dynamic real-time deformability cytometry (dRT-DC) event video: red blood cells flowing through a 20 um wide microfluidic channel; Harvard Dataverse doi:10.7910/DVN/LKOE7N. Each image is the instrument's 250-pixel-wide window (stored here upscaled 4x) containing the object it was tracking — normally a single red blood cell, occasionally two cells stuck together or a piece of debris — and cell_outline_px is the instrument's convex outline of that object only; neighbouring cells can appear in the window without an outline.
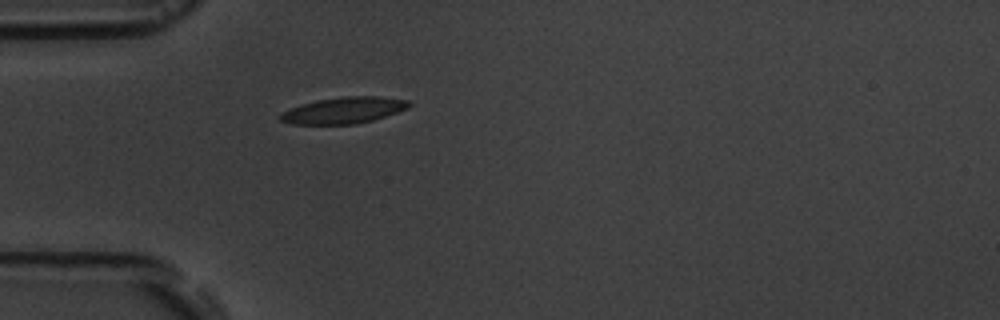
{"species": "common noctule bat (a hibernating species)", "species_latin": "Nyctalus noctula", "temperature_condition": "room temperature", "stored_images_in_passage": 5, "camera_frame_rate_fps": 3000, "um_per_image_px": 0.085, "animal": {"sex": "male", "body_mass_g": 19.5, "forearm_length_mm": 54.6}, "frame": {"image": 1, "passage_image": 5, "time_ms": 5.333, "image_size_px": [1000, 320], "cell_outline_px": [[412, 104], [408, 108], [372, 120], [356, 124], [292, 124], [280, 120], [276, 116], [292, 108], [316, 100], [344, 96], [376, 96], [408, 100]], "centroid_in_image_um": [29.22, 9.37], "position_along_channel_um": 55.8, "area_um2": 19.54}}